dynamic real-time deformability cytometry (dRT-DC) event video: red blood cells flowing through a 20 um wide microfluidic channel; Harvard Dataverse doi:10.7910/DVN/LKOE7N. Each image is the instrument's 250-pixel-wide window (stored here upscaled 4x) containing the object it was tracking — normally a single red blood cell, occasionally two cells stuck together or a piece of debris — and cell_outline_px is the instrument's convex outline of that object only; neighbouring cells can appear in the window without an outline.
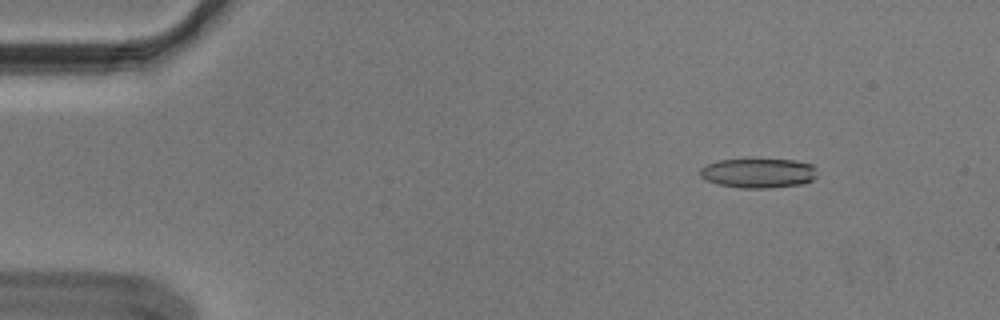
{"species": "Egyptian fruit bat (a non-hibernating species)", "species_latin": "Rousettus aegyptiacus", "temperature_condition": "cold", "stored_images_in_passage": 55, "camera_frame_rate_fps": 3000, "um_per_image_px": 0.085, "animal": {"sex": "male"}, "frame": {"image": 1, "passage_image": 7, "time_ms": 2.0, "image_size_px": [1000, 320], "cell_outline_px": [[816, 176], [812, 180], [804, 184], [768, 188], [740, 188], [716, 184], [700, 176], [700, 168], [708, 164], [720, 160], [752, 156], [756, 156], [792, 160], [812, 164], [816, 168]], "centroid_in_image_um": [64.46, 14.66], "position_along_channel_um": 20.5, "area_um2": 21.15}}
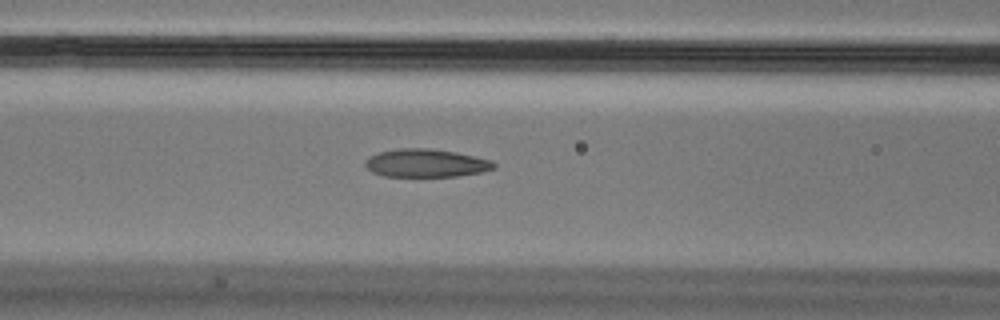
{"frame": {"image": 2, "passage_image": 23, "time_ms": 7.333, "image_size_px": [1000, 320], "cell_outline_px": [[496, 168], [480, 172], [456, 176], [384, 176], [372, 172], [364, 164], [364, 160], [380, 152], [400, 148], [428, 148], [456, 152], [492, 160], [496, 164]], "centroid_in_image_um": [36.22, 13.86], "position_along_channel_um": 130.4, "area_um2": 20.92}}
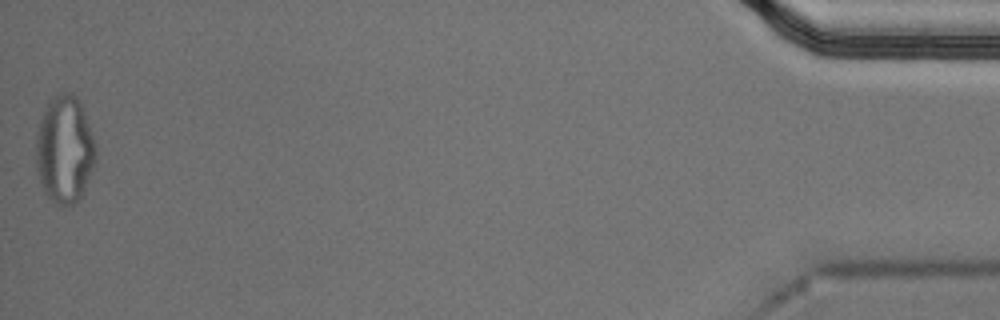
{"frame": {"image": 3, "passage_image": 55, "time_ms": 18.0, "image_size_px": [1000, 320], "cell_outline_px": [[96, 164], [84, 192], [80, 200], [72, 204], [56, 204], [44, 192], [36, 168], [36, 132], [44, 108], [48, 100], [60, 92], [72, 92], [76, 96], [84, 112], [96, 144]], "centroid_in_image_um": [5.5, 12.7], "position_along_channel_um": 429.7, "area_um2": 37.86}, "authors_computed_cell_mechanics": {"area_um2": 21.675, "velocity_mm_per_s": 3.6474, "shape_relaxation_time_tau1_ms": null, "shape_relaxation_time_tau2_ms": 2.6884, "deformation_change_tau1": null, "deformation_change_tau2": 0.1081}}